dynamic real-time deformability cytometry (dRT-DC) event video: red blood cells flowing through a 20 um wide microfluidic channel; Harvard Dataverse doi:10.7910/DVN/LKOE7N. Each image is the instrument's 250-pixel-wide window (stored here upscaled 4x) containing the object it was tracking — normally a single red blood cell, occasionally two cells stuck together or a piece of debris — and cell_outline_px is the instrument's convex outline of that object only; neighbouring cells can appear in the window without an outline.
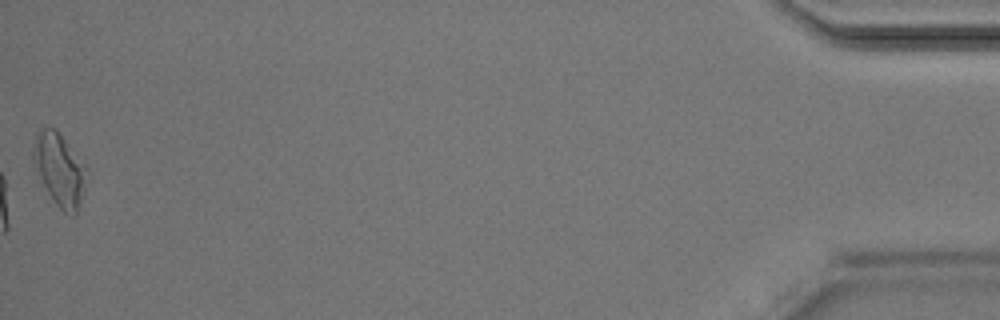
{"species": "Egyptian fruit bat (a non-hibernating species)", "species_latin": "Rousettus aegyptiacus", "temperature_condition": "room temperature", "stored_images_in_passage": 31, "camera_frame_rate_fps": 3000, "um_per_image_px": 0.085, "animal": {"sex": "male"}, "frame": {"image": 1, "passage_image": 31, "time_ms": 10.0, "image_size_px": [1000, 320], "cell_outline_px": [[88, 168], [84, 192], [76, 216], [72, 216], [64, 212], [56, 204], [48, 192], [40, 176], [32, 156], [32, 152], [36, 132], [44, 128], [56, 128]], "centroid_in_image_um": [5.1, 14.41], "position_along_channel_um": 430.1, "area_um2": 22.37}}